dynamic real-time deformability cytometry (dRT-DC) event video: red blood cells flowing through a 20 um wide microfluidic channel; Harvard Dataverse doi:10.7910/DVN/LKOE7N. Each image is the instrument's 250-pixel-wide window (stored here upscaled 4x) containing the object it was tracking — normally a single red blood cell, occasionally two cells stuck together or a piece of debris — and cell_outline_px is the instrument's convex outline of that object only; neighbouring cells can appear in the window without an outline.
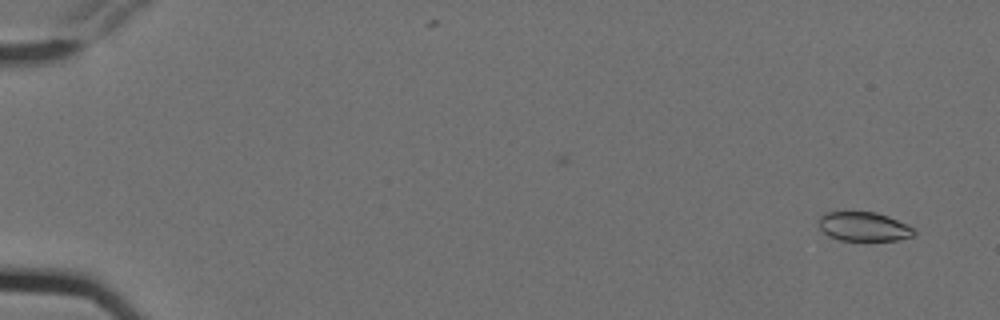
{"species": "Egyptian fruit bat (a non-hibernating species)", "species_latin": "Rousettus aegyptiacus", "temperature_condition": "cold", "stored_images_in_passage": 2, "camera_frame_rate_fps": 3000, "um_per_image_px": 0.085, "animal": {"sex": "female"}, "frame": {"image": 1, "passage_image": 2, "time_ms": 0.333, "image_size_px": [1000, 320], "cell_outline_px": [[916, 232], [912, 236], [896, 240], [840, 240], [828, 236], [820, 228], [820, 216], [824, 212], [876, 212], [888, 216], [912, 228]], "centroid_in_image_um": [73.39, 19.26], "position_along_channel_um": 11.6, "area_um2": 15.9}}